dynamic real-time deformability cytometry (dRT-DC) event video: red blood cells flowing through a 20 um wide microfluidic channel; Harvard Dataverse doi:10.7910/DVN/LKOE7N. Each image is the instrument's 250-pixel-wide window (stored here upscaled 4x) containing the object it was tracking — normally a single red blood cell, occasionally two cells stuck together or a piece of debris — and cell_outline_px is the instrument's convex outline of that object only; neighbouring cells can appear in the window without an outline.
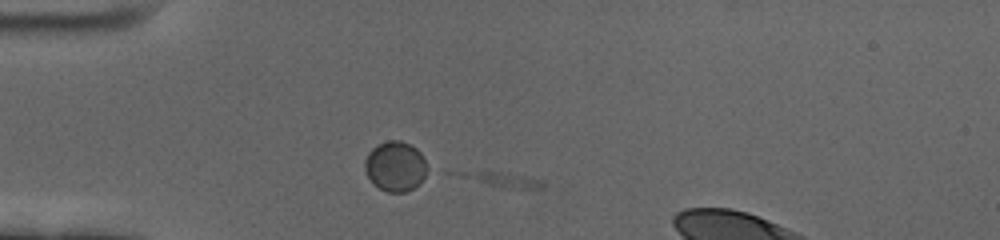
{"species": "human", "species_latin": "Homo sapiens", "temperature_condition": "cold", "stored_images_in_passage": 3, "camera_frame_rate_fps": 3000, "um_per_image_px": 0.085, "donor": {"sex": "female"}, "frame": {"image": 1, "passage_image": 1, "time_ms": 0.0, "image_size_px": [1000, 240], "cell_outline_px": [[432, 172], [420, 184], [404, 192], [388, 192], [372, 184], [364, 168], [364, 160], [368, 152], [376, 144], [388, 140], [400, 140], [416, 148], [420, 152]], "centroid_in_image_um": [33.64, 14.14], "position_along_channel_um": 51.4, "area_um2": 18.73}}